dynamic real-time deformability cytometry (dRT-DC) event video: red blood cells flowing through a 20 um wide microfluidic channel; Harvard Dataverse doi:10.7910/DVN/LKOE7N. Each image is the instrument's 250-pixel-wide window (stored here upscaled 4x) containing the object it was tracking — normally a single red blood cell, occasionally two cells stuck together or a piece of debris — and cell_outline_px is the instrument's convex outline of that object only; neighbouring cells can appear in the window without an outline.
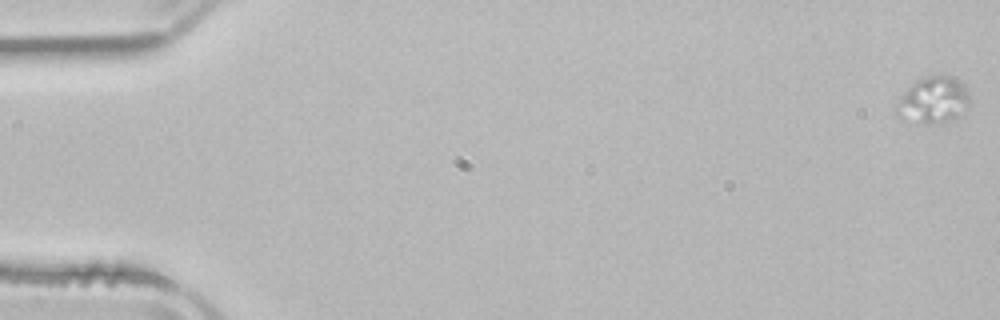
{"species": "common noctule bat (a hibernating species)", "species_latin": "Nyctalus noctula", "temperature_condition": "room temperature", "stored_images_in_passage": 53, "camera_frame_rate_fps": 3000, "um_per_image_px": 0.085, "animal": {"sex": "male", "body_mass_g": 21.5, "forearm_length_mm": 52.0}, "frame": {"image": 1, "passage_image": 1, "time_ms": 0.0, "image_size_px": [1000, 320], "cell_outline_px": [[972, 100], [964, 112], [944, 124], [920, 124], [900, 120], [892, 112], [904, 92], [916, 80], [928, 76], [948, 76], [964, 84]], "centroid_in_image_um": [79.3, 8.58], "position_along_channel_um": 5.7, "area_um2": 20.4}}
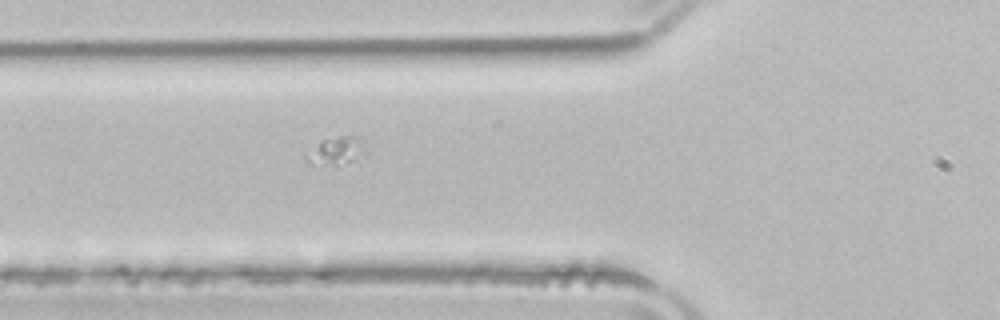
{"frame": {"image": 2, "passage_image": 20, "time_ms": 6.333, "image_size_px": [1000, 320], "cell_outline_px": [[368, 152], [364, 156], [356, 160], [336, 168], [312, 164], [304, 156], [320, 140], [340, 136], [352, 136], [360, 140]], "centroid_in_image_um": [28.6, 12.89], "position_along_channel_um": 97.2, "area_um2": 10.06}}
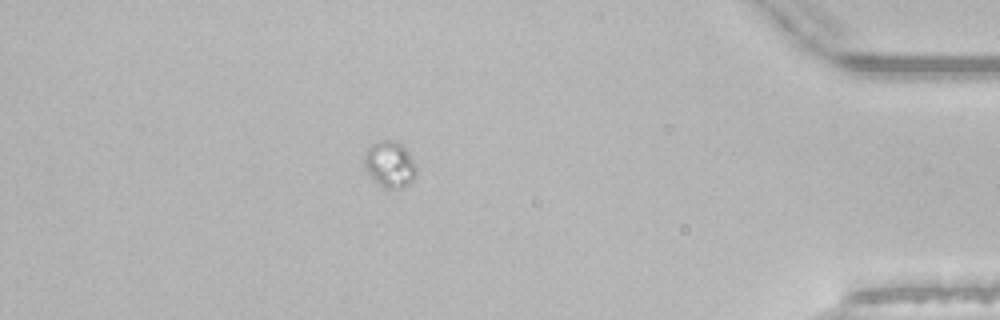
{"frame": {"image": 3, "passage_image": 47, "time_ms": 15.333, "image_size_px": [1000, 320], "cell_outline_px": [[416, 172], [412, 180], [404, 188], [384, 188], [368, 172], [364, 164], [364, 152], [376, 140], [392, 140], [400, 144], [408, 152], [416, 168]], "centroid_in_image_um": [33.11, 13.95], "position_along_channel_um": 402.1, "area_um2": 13.7}}